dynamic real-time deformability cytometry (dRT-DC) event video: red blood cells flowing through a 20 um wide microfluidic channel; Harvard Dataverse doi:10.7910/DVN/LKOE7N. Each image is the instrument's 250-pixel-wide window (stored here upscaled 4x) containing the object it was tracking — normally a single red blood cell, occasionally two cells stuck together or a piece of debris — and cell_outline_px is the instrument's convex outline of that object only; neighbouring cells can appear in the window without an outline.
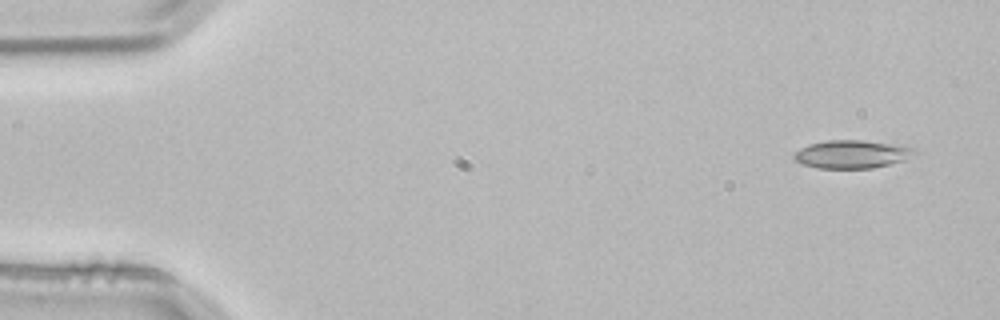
{"species": "common noctule bat (a hibernating species)", "species_latin": "Nyctalus noctula", "temperature_condition": "room temperature", "stored_images_in_passage": 3, "camera_frame_rate_fps": 3000, "um_per_image_px": 0.085, "animal": {"sex": "male", "body_mass_g": 21.5, "forearm_length_mm": 52.0}, "frame": {"image": 1, "passage_image": 1, "time_ms": 0.0, "image_size_px": [1000, 320], "cell_outline_px": [[920, 152], [904, 160], [872, 168], [816, 168], [804, 164], [796, 160], [792, 156], [800, 148], [808, 144], [828, 140], [864, 140], [904, 144], [916, 148]], "centroid_in_image_um": [72.5, 13.08], "position_along_channel_um": 12.5, "area_um2": 20.06}}
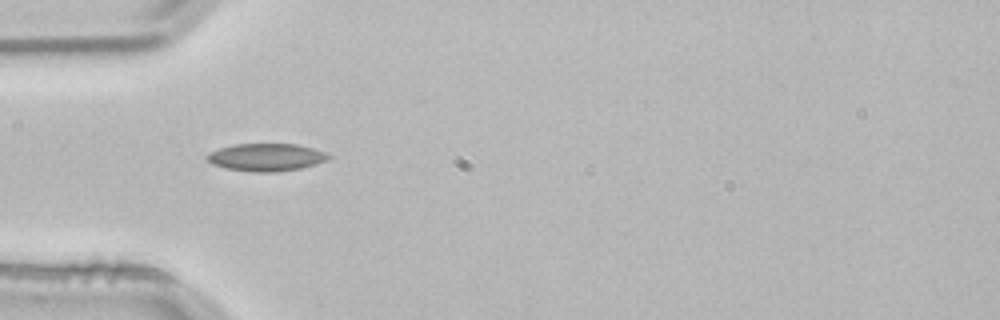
{"frame": {"image": 2, "passage_image": 3, "time_ms": 0.667, "image_size_px": [1000, 320], "cell_outline_px": [[332, 156], [328, 160], [300, 168], [272, 172], [256, 172], [228, 168], [212, 164], [204, 156], [220, 148], [236, 144], [296, 144], [312, 148], [324, 152]], "centroid_in_image_um": [22.64, 13.36], "position_along_channel_um": 62.4, "area_um2": 19.19}}